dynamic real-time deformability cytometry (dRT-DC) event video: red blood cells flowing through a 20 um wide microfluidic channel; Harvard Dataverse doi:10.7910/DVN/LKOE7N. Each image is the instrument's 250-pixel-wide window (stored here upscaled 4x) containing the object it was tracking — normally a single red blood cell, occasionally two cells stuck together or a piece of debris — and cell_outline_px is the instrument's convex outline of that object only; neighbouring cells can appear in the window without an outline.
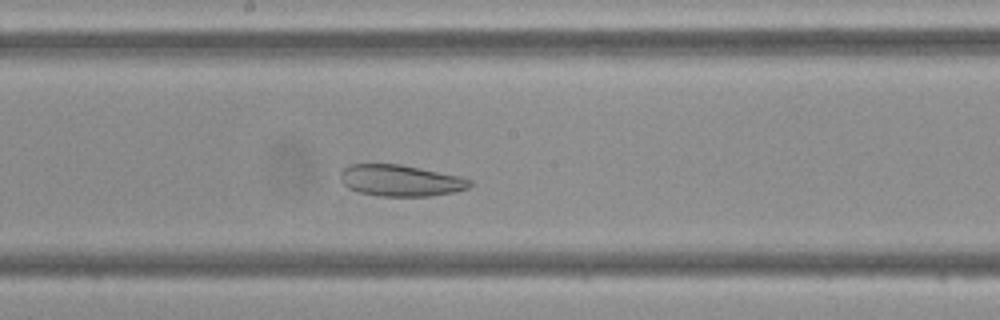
{"species": "Egyptian fruit bat (a non-hibernating species)", "species_latin": "Rousettus aegyptiacus", "temperature_condition": "cold", "stored_images_in_passage": 43, "camera_frame_rate_fps": 3000, "um_per_image_px": 0.085, "frame": {"image": 1, "passage_image": 21, "time_ms": 6.667, "image_size_px": [1000, 320], "cell_outline_px": [[472, 184], [468, 188], [456, 192], [432, 196], [380, 196], [360, 192], [348, 188], [340, 180], [340, 172], [344, 168], [352, 164], [400, 164], [460, 176], [472, 180]], "centroid_in_image_um": [34.07, 15.35], "position_along_channel_um": 214.1, "area_um2": 23.76}}
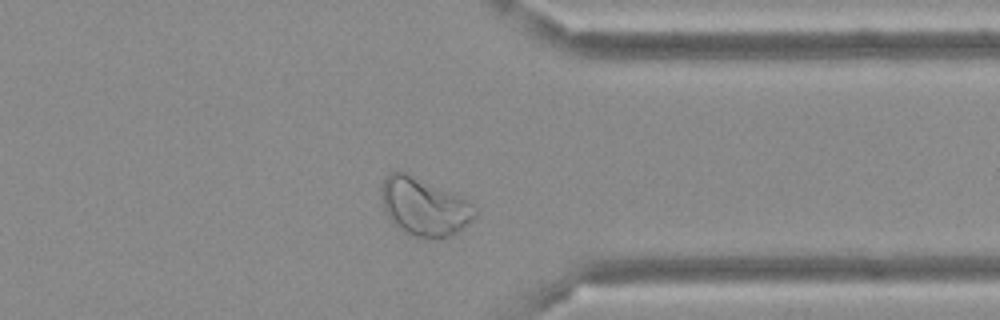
{"frame": {"image": 2, "passage_image": 33, "time_ms": 10.667, "image_size_px": [1000, 320], "cell_outline_px": [[476, 216], [472, 220], [456, 232], [448, 236], [408, 236], [396, 228], [388, 216], [384, 208], [380, 196], [380, 184], [392, 172], [408, 172], [472, 200], [476, 208]], "centroid_in_image_um": [36.05, 17.53], "position_along_channel_um": 375.3, "area_um2": 31.85}}
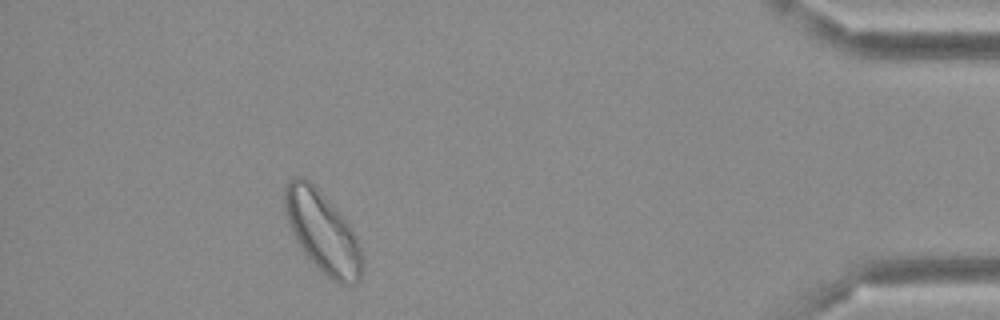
{"frame": {"image": 3, "passage_image": 39, "time_ms": 12.667, "image_size_px": [1000, 320], "cell_outline_px": [[364, 272], [360, 280], [352, 288], [340, 284], [328, 276], [304, 252], [292, 232], [288, 220], [284, 204], [284, 188], [288, 180], [292, 176], [300, 176], [308, 180], [336, 208], [352, 228], [360, 244], [364, 256]], "centroid_in_image_um": [27.48, 19.76], "position_along_channel_um": 407.7, "area_um2": 36.65}}